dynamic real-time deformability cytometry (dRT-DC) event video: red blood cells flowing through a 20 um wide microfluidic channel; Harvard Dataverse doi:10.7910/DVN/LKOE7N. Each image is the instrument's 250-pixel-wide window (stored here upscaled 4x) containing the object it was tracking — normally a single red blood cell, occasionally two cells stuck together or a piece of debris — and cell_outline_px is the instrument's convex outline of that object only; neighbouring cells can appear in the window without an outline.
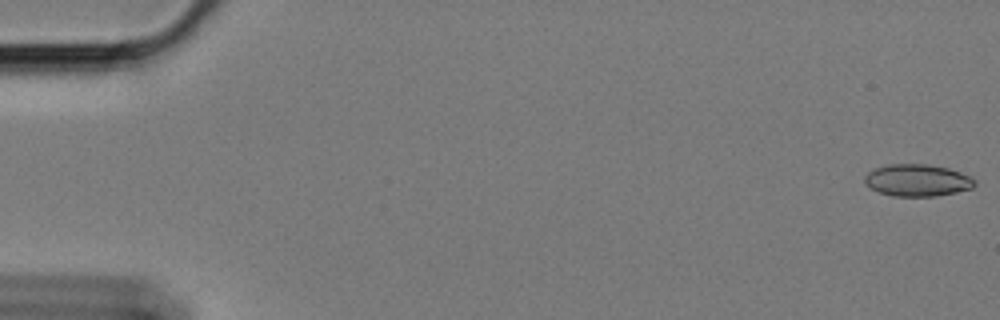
{"species": "Egyptian fruit bat (a non-hibernating species)", "species_latin": "Rousettus aegyptiacus", "temperature_condition": "cold", "stored_images_in_passage": 59, "camera_frame_rate_fps": 3000, "um_per_image_px": 0.085, "animal": {"sex": "female"}, "frame": {"image": 1, "passage_image": 1, "time_ms": 0.0, "image_size_px": [1000, 320], "cell_outline_px": [[976, 184], [972, 188], [956, 192], [936, 196], [892, 196], [880, 192], [872, 188], [864, 180], [864, 176], [868, 172], [876, 168], [888, 164], [928, 164], [948, 168], [972, 176], [976, 180]], "centroid_in_image_um": [78.02, 15.32], "position_along_channel_um": 7.0, "area_um2": 20.52}}
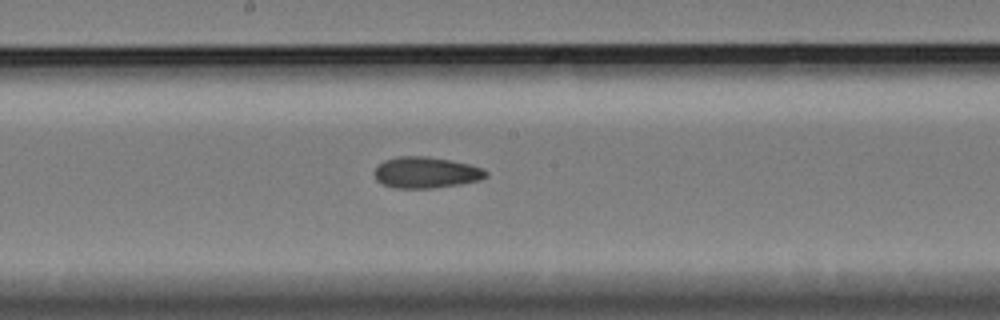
{"frame": {"image": 2, "passage_image": 32, "time_ms": 10.333, "image_size_px": [1000, 320], "cell_outline_px": [[488, 176], [480, 180], [460, 184], [432, 188], [396, 188], [380, 184], [376, 180], [372, 172], [384, 160], [396, 156], [428, 156], [452, 160], [484, 168], [488, 172]], "centroid_in_image_um": [36.2, 14.66], "position_along_channel_um": 212.0, "area_um2": 20.58}}
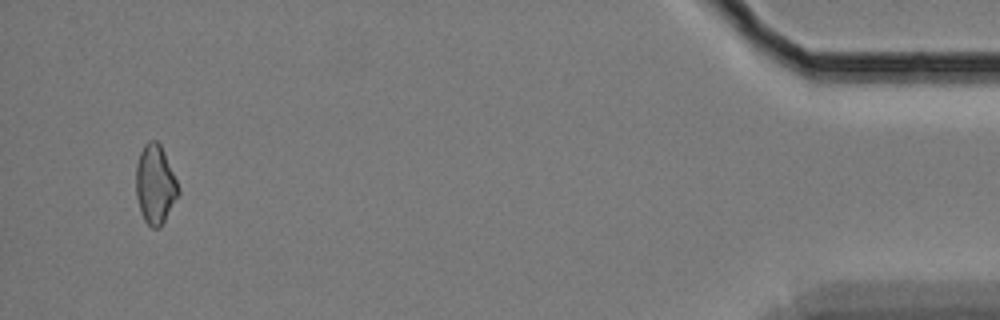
{"frame": {"image": 3, "passage_image": 57, "time_ms": 18.667, "image_size_px": [1000, 320], "cell_outline_px": [[180, 192], [160, 228], [152, 228], [144, 220], [140, 212], [136, 196], [136, 164], [140, 152], [144, 144], [148, 140], [156, 140], [160, 144], [164, 152], [180, 188]], "centroid_in_image_um": [13.18, 15.67], "position_along_channel_um": 422.0, "area_um2": 19.54}, "authors_computed_cell_mechanics": {"area_um2": 19.941, "velocity_mm_per_s": 3.4103, "shape_relaxation_time_tau1_ms": null, "shape_relaxation_time_tau2_ms": 7.3777, "deformation_change_tau1": null, "deformation_change_tau2": 0.1411}}